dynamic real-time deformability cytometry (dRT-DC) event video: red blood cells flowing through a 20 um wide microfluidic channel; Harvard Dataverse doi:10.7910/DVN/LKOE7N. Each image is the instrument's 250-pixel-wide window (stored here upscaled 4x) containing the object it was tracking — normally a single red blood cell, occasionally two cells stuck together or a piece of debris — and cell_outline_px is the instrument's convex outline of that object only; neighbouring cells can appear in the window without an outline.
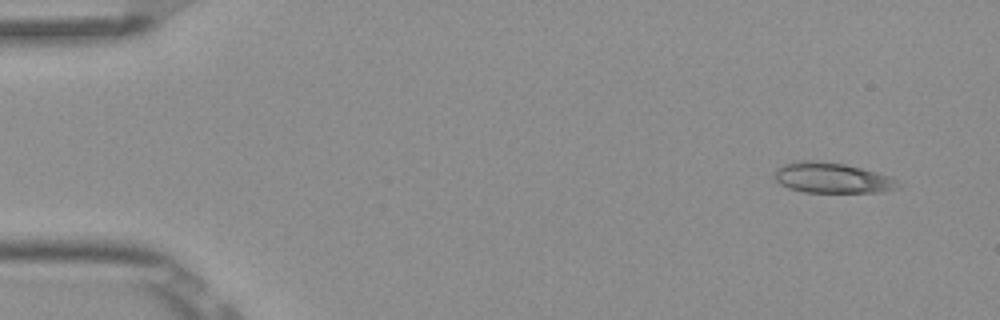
{"species": "Egyptian fruit bat (a non-hibernating species)", "species_latin": "Rousettus aegyptiacus", "temperature_condition": "room temperature", "stored_images_in_passage": 7, "camera_frame_rate_fps": 3000, "um_per_image_px": 0.085, "frame": {"image": 1, "passage_image": 1, "time_ms": 0.0, "image_size_px": [1000, 320], "cell_outline_px": [[904, 184], [900, 188], [880, 192], [804, 192], [788, 188], [780, 184], [776, 180], [776, 168], [784, 164], [796, 160], [816, 160], [844, 164], [876, 172], [888, 176]], "centroid_in_image_um": [70.74, 15.12], "position_along_channel_um": 14.3, "area_um2": 21.96}}
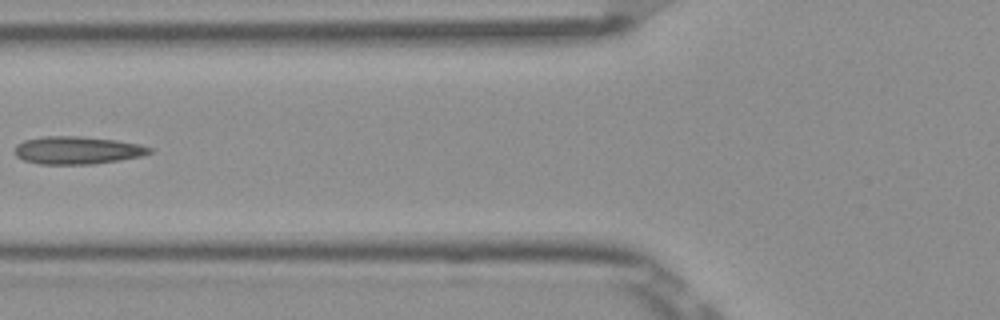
{"frame": {"image": 2, "passage_image": 6, "time_ms": 1.667, "image_size_px": [1000, 320], "cell_outline_px": [[152, 152], [140, 156], [120, 160], [92, 164], [40, 164], [24, 160], [16, 156], [12, 152], [16, 144], [24, 140], [44, 136], [80, 136], [116, 140], [140, 144], [152, 148]], "centroid_in_image_um": [6.53, 12.77], "position_along_channel_um": 119.3, "area_um2": 21.91}}
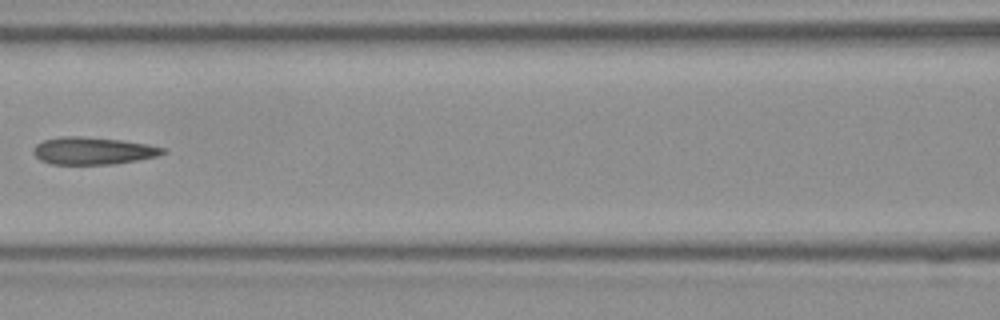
{"frame": {"image": 3, "passage_image": 7, "time_ms": 2.0, "image_size_px": [1000, 320], "cell_outline_px": [[168, 152], [160, 156], [116, 164], [52, 164], [40, 160], [32, 152], [32, 148], [36, 144], [44, 140], [60, 136], [80, 136], [124, 140], [148, 144], [168, 148]], "centroid_in_image_um": [7.96, 12.81], "position_along_channel_um": 158.6, "area_um2": 21.04}}